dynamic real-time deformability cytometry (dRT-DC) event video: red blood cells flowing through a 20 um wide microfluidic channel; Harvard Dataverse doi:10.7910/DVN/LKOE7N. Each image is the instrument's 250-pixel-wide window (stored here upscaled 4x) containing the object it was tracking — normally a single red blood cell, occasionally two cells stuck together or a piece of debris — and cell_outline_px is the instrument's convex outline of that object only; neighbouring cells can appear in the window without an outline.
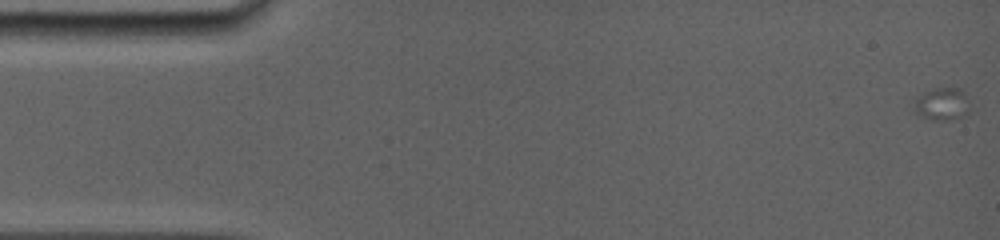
{"species": "common noctule bat (a hibernating species)", "species_latin": "Nyctalus noctula", "temperature_condition": "room temperature", "stored_images_in_passage": 25, "camera_frame_rate_fps": 5000, "um_per_image_px": 0.085, "animal": {"sex": "female", "body_mass_g": 19.0, "forearm_length_mm": 56.7}, "frame": {"image": 1, "passage_image": 1, "time_ms": 0.0, "image_size_px": [1000, 240], "cell_outline_px": [[968, 112], [964, 116], [948, 120], [928, 120], [916, 112], [912, 108], [912, 100], [924, 92], [936, 88], [960, 88], [964, 92]], "centroid_in_image_um": [79.99, 8.85], "position_along_channel_um": 5.0, "area_um2": 10.58}}